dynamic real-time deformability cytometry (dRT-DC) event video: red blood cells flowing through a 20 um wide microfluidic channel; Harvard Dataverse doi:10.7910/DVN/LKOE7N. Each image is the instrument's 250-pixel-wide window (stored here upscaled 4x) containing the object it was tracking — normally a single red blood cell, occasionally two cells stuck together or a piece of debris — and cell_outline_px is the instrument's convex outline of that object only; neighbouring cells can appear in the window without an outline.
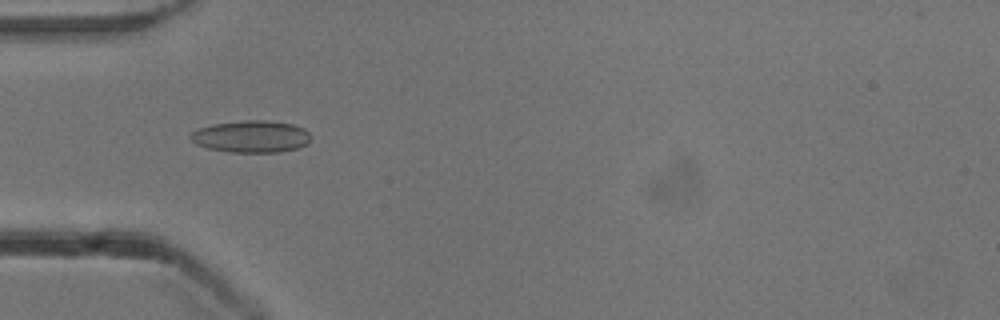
{"species": "common noctule bat (a hibernating species)", "species_latin": "Nyctalus noctula", "temperature_condition": "cold", "stored_images_in_passage": 38, "camera_frame_rate_fps": 3000, "um_per_image_px": 0.085, "animal": {"sex": "male", "body_mass_g": 13.3}, "frame": {"image": 1, "passage_image": 2, "time_ms": 0.333, "image_size_px": [1000, 320], "cell_outline_px": [[312, 136], [304, 144], [296, 148], [280, 152], [228, 152], [208, 148], [196, 144], [188, 136], [192, 132], [200, 128], [212, 124], [244, 120], [264, 120], [292, 124], [304, 128]], "centroid_in_image_um": [21.33, 11.6], "position_along_channel_um": 63.7, "area_um2": 22.31}}
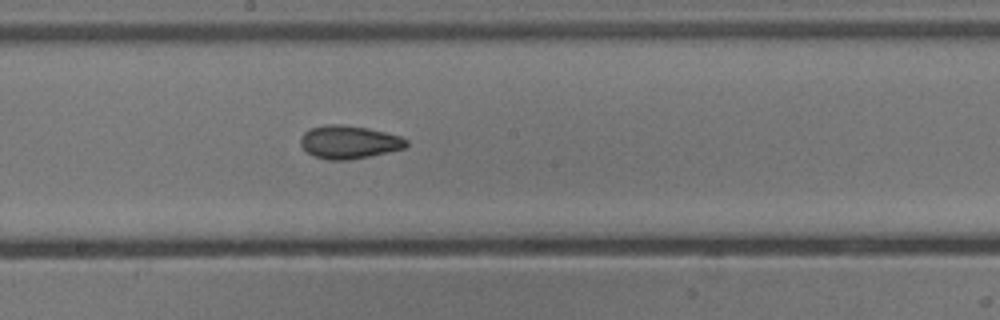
{"frame": {"image": 2, "passage_image": 14, "time_ms": 4.333, "image_size_px": [1000, 320], "cell_outline_px": [[408, 144], [404, 148], [388, 152], [348, 160], [328, 160], [316, 156], [308, 152], [300, 144], [300, 140], [304, 132], [308, 128], [328, 124], [340, 124], [368, 128], [400, 136], [408, 140]], "centroid_in_image_um": [29.66, 12.07], "position_along_channel_um": 218.5, "area_um2": 20.29}}
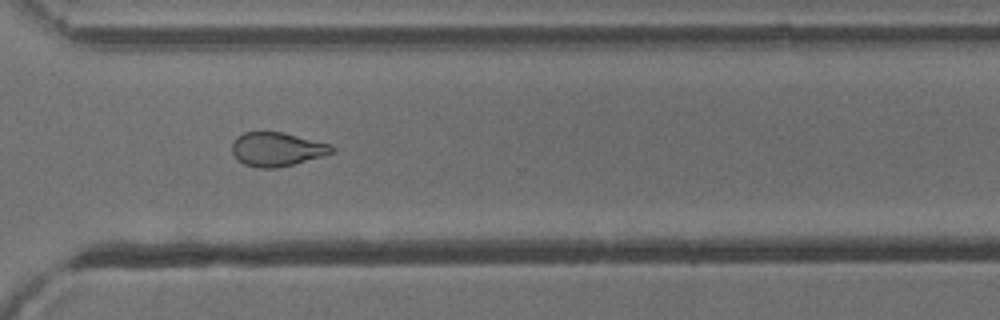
{"frame": {"image": 3, "passage_image": 24, "time_ms": 7.667, "image_size_px": [1000, 320], "cell_outline_px": [[336, 152], [292, 164], [276, 168], [256, 168], [244, 164], [232, 152], [232, 144], [236, 136], [244, 132], [284, 132], [332, 144], [336, 148]], "centroid_in_image_um": [23.57, 12.67], "position_along_channel_um": 347.0, "area_um2": 19.77}, "authors_computed_cell_mechanics": {"area_um2": 20.3456, "velocity_mm_per_s": 3.8766, "shape_relaxation_time_tau1_ms": 9.0698, "shape_relaxation_time_tau2_ms": 2.8281, "deformation_change_tau1": 0.162, "deformation_change_tau2": 0.0958}}